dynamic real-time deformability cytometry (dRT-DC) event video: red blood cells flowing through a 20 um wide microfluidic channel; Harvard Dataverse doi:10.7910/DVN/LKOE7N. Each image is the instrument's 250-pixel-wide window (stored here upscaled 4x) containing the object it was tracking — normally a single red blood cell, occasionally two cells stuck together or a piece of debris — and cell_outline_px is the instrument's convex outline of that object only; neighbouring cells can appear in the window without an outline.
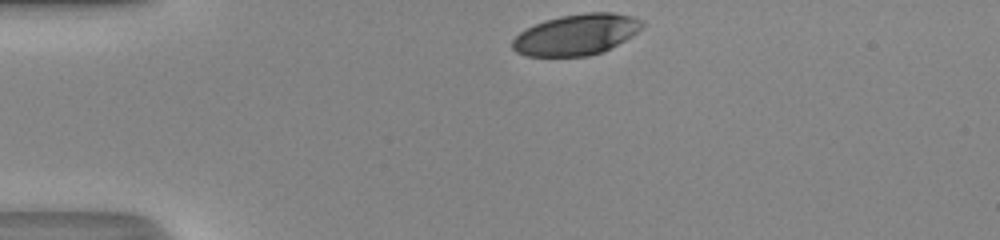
{"species": "human", "species_latin": "Homo sapiens", "temperature_condition": "room temperature", "stored_images_in_passage": 29, "camera_frame_rate_fps": 3000, "um_per_image_px": 0.085, "donor": {"sex": "male"}, "frame": {"image": 1, "passage_image": 1, "time_ms": 0.0, "image_size_px": [1000, 240], "cell_outline_px": [[644, 24], [632, 36], [604, 52], [588, 56], [528, 56], [516, 52], [512, 48], [512, 40], [520, 32], [544, 20], [560, 16], [584, 12], [612, 12], [632, 16], [644, 20]], "centroid_in_image_um": [49.01, 2.94], "position_along_channel_um": 36.0, "area_um2": 31.04}}
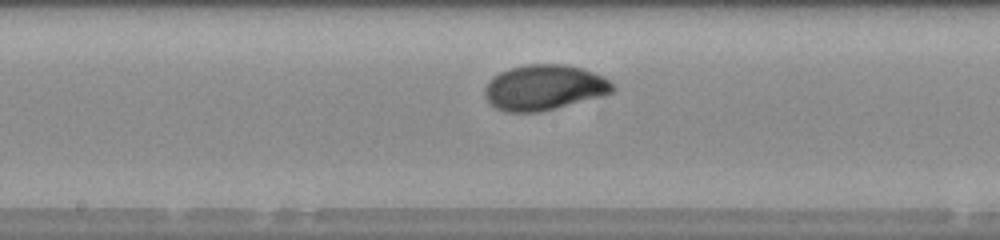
{"frame": {"image": 2, "passage_image": 16, "time_ms": 5.0, "image_size_px": [1000, 240], "cell_outline_px": [[616, 88], [612, 92], [604, 96], [540, 112], [504, 112], [496, 108], [484, 96], [484, 88], [492, 76], [508, 68], [524, 64], [568, 64], [584, 68], [604, 76]], "centroid_in_image_um": [46.26, 7.43], "position_along_channel_um": 201.9, "area_um2": 34.28}}
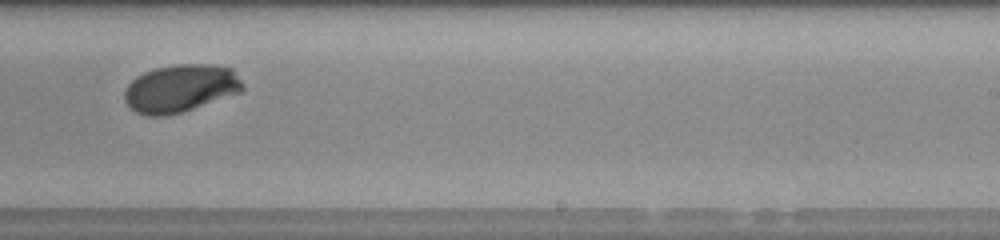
{"frame": {"image": 3, "passage_image": 21, "time_ms": 6.667, "image_size_px": [1000, 240], "cell_outline_px": [[244, 88], [240, 92], [184, 112], [164, 116], [148, 116], [136, 112], [124, 100], [124, 92], [128, 84], [136, 76], [144, 72], [156, 68], [180, 64], [212, 64], [232, 68], [244, 84]], "centroid_in_image_um": [15.35, 7.51], "position_along_channel_um": 273.7, "area_um2": 32.95}, "authors_computed_cell_mechanics": {"area_um2": 33.0616, "velocity_mm_per_s": 4.3273, "shape_relaxation_time_tau1_ms": 2.2929, "shape_relaxation_time_tau2_ms": null, "deformation_change_tau1": 0.1455, "deformation_change_tau2": null}}